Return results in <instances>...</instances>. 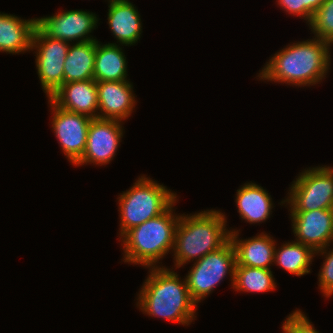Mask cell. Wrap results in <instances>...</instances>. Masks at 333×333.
I'll return each mask as SVG.
<instances>
[{"mask_svg":"<svg viewBox=\"0 0 333 333\" xmlns=\"http://www.w3.org/2000/svg\"><path fill=\"white\" fill-rule=\"evenodd\" d=\"M332 45L318 38L292 42L275 53L257 75L259 80L295 86H315L325 79L331 65Z\"/></svg>","mask_w":333,"mask_h":333,"instance_id":"1","label":"cell"},{"mask_svg":"<svg viewBox=\"0 0 333 333\" xmlns=\"http://www.w3.org/2000/svg\"><path fill=\"white\" fill-rule=\"evenodd\" d=\"M160 266L148 267L149 274L137 294V307L145 315L191 325L198 305L190 297L185 278L182 281L173 267Z\"/></svg>","mask_w":333,"mask_h":333,"instance_id":"2","label":"cell"},{"mask_svg":"<svg viewBox=\"0 0 333 333\" xmlns=\"http://www.w3.org/2000/svg\"><path fill=\"white\" fill-rule=\"evenodd\" d=\"M227 218L220 210L210 209L181 214L176 231L173 255L175 269L197 261L218 250L230 240Z\"/></svg>","mask_w":333,"mask_h":333,"instance_id":"3","label":"cell"},{"mask_svg":"<svg viewBox=\"0 0 333 333\" xmlns=\"http://www.w3.org/2000/svg\"><path fill=\"white\" fill-rule=\"evenodd\" d=\"M176 200L164 213L128 230L119 240L125 263L144 268L157 267L166 254L173 252L175 231L180 218L173 213ZM171 250V251H170Z\"/></svg>","mask_w":333,"mask_h":333,"instance_id":"4","label":"cell"},{"mask_svg":"<svg viewBox=\"0 0 333 333\" xmlns=\"http://www.w3.org/2000/svg\"><path fill=\"white\" fill-rule=\"evenodd\" d=\"M177 194L146 175L136 179L130 189L118 196L120 212L119 238L128 230L164 213L176 200Z\"/></svg>","mask_w":333,"mask_h":333,"instance_id":"5","label":"cell"},{"mask_svg":"<svg viewBox=\"0 0 333 333\" xmlns=\"http://www.w3.org/2000/svg\"><path fill=\"white\" fill-rule=\"evenodd\" d=\"M303 170L280 205L286 202L290 212L333 209V167L323 165Z\"/></svg>","mask_w":333,"mask_h":333,"instance_id":"6","label":"cell"},{"mask_svg":"<svg viewBox=\"0 0 333 333\" xmlns=\"http://www.w3.org/2000/svg\"><path fill=\"white\" fill-rule=\"evenodd\" d=\"M235 266L236 253L230 240L218 250L195 261L185 277L192 300L198 305L214 291L227 274L230 276L232 288Z\"/></svg>","mask_w":333,"mask_h":333,"instance_id":"7","label":"cell"},{"mask_svg":"<svg viewBox=\"0 0 333 333\" xmlns=\"http://www.w3.org/2000/svg\"><path fill=\"white\" fill-rule=\"evenodd\" d=\"M69 46V42L47 37L36 26L31 51H36L37 74L47 98L64 84L63 66Z\"/></svg>","mask_w":333,"mask_h":333,"instance_id":"8","label":"cell"},{"mask_svg":"<svg viewBox=\"0 0 333 333\" xmlns=\"http://www.w3.org/2000/svg\"><path fill=\"white\" fill-rule=\"evenodd\" d=\"M52 130L59 141L69 162L74 165L82 156L86 148L89 124L91 118L58 107L50 98Z\"/></svg>","mask_w":333,"mask_h":333,"instance_id":"9","label":"cell"},{"mask_svg":"<svg viewBox=\"0 0 333 333\" xmlns=\"http://www.w3.org/2000/svg\"><path fill=\"white\" fill-rule=\"evenodd\" d=\"M98 16L90 11L68 10L52 16L36 18V26L49 38L72 44L95 40L90 33L99 23Z\"/></svg>","mask_w":333,"mask_h":333,"instance_id":"10","label":"cell"},{"mask_svg":"<svg viewBox=\"0 0 333 333\" xmlns=\"http://www.w3.org/2000/svg\"><path fill=\"white\" fill-rule=\"evenodd\" d=\"M122 127L123 122L119 120L93 118L89 124L85 151L74 166L109 164L122 142L125 132Z\"/></svg>","mask_w":333,"mask_h":333,"instance_id":"11","label":"cell"},{"mask_svg":"<svg viewBox=\"0 0 333 333\" xmlns=\"http://www.w3.org/2000/svg\"><path fill=\"white\" fill-rule=\"evenodd\" d=\"M290 213L295 241L315 252L333 243V209Z\"/></svg>","mask_w":333,"mask_h":333,"instance_id":"12","label":"cell"},{"mask_svg":"<svg viewBox=\"0 0 333 333\" xmlns=\"http://www.w3.org/2000/svg\"><path fill=\"white\" fill-rule=\"evenodd\" d=\"M97 118L126 121L136 106L133 84L127 81H97Z\"/></svg>","mask_w":333,"mask_h":333,"instance_id":"13","label":"cell"},{"mask_svg":"<svg viewBox=\"0 0 333 333\" xmlns=\"http://www.w3.org/2000/svg\"><path fill=\"white\" fill-rule=\"evenodd\" d=\"M49 98L62 109L97 118L98 91L94 79L64 83Z\"/></svg>","mask_w":333,"mask_h":333,"instance_id":"14","label":"cell"},{"mask_svg":"<svg viewBox=\"0 0 333 333\" xmlns=\"http://www.w3.org/2000/svg\"><path fill=\"white\" fill-rule=\"evenodd\" d=\"M239 231L230 230V241L236 253V266L271 269L274 264V250L277 243L273 237L262 232L249 239H240Z\"/></svg>","mask_w":333,"mask_h":333,"instance_id":"15","label":"cell"},{"mask_svg":"<svg viewBox=\"0 0 333 333\" xmlns=\"http://www.w3.org/2000/svg\"><path fill=\"white\" fill-rule=\"evenodd\" d=\"M108 25L120 46H132L138 42L142 33V22L138 9L129 0L108 2Z\"/></svg>","mask_w":333,"mask_h":333,"instance_id":"16","label":"cell"},{"mask_svg":"<svg viewBox=\"0 0 333 333\" xmlns=\"http://www.w3.org/2000/svg\"><path fill=\"white\" fill-rule=\"evenodd\" d=\"M36 18L22 19L0 12V52L18 54L30 52Z\"/></svg>","mask_w":333,"mask_h":333,"instance_id":"17","label":"cell"},{"mask_svg":"<svg viewBox=\"0 0 333 333\" xmlns=\"http://www.w3.org/2000/svg\"><path fill=\"white\" fill-rule=\"evenodd\" d=\"M235 197L237 212L247 223H262L272 215L274 206L271 195L256 183H244L237 190Z\"/></svg>","mask_w":333,"mask_h":333,"instance_id":"18","label":"cell"},{"mask_svg":"<svg viewBox=\"0 0 333 333\" xmlns=\"http://www.w3.org/2000/svg\"><path fill=\"white\" fill-rule=\"evenodd\" d=\"M119 43L102 44L97 40L94 80L96 81H127V63Z\"/></svg>","mask_w":333,"mask_h":333,"instance_id":"19","label":"cell"},{"mask_svg":"<svg viewBox=\"0 0 333 333\" xmlns=\"http://www.w3.org/2000/svg\"><path fill=\"white\" fill-rule=\"evenodd\" d=\"M97 39L70 43L64 61V83L94 79V62Z\"/></svg>","mask_w":333,"mask_h":333,"instance_id":"20","label":"cell"},{"mask_svg":"<svg viewBox=\"0 0 333 333\" xmlns=\"http://www.w3.org/2000/svg\"><path fill=\"white\" fill-rule=\"evenodd\" d=\"M315 257V251L297 241L285 242L281 248L274 250V264L296 276L311 273L310 264Z\"/></svg>","mask_w":333,"mask_h":333,"instance_id":"21","label":"cell"},{"mask_svg":"<svg viewBox=\"0 0 333 333\" xmlns=\"http://www.w3.org/2000/svg\"><path fill=\"white\" fill-rule=\"evenodd\" d=\"M272 273L271 269L235 266L233 289L244 293L274 291L277 285Z\"/></svg>","mask_w":333,"mask_h":333,"instance_id":"22","label":"cell"},{"mask_svg":"<svg viewBox=\"0 0 333 333\" xmlns=\"http://www.w3.org/2000/svg\"><path fill=\"white\" fill-rule=\"evenodd\" d=\"M309 28L315 38L333 44V0H325L313 13Z\"/></svg>","mask_w":333,"mask_h":333,"instance_id":"23","label":"cell"},{"mask_svg":"<svg viewBox=\"0 0 333 333\" xmlns=\"http://www.w3.org/2000/svg\"><path fill=\"white\" fill-rule=\"evenodd\" d=\"M277 5L290 15H297L309 23L313 13L325 0H276Z\"/></svg>","mask_w":333,"mask_h":333,"instance_id":"24","label":"cell"},{"mask_svg":"<svg viewBox=\"0 0 333 333\" xmlns=\"http://www.w3.org/2000/svg\"><path fill=\"white\" fill-rule=\"evenodd\" d=\"M329 246L315 252V255H324L325 258L317 278L319 280V289L324 297L327 298L333 295V248L331 250Z\"/></svg>","mask_w":333,"mask_h":333,"instance_id":"25","label":"cell"},{"mask_svg":"<svg viewBox=\"0 0 333 333\" xmlns=\"http://www.w3.org/2000/svg\"><path fill=\"white\" fill-rule=\"evenodd\" d=\"M300 309L294 310L284 319L282 327L289 333H319Z\"/></svg>","mask_w":333,"mask_h":333,"instance_id":"26","label":"cell"},{"mask_svg":"<svg viewBox=\"0 0 333 333\" xmlns=\"http://www.w3.org/2000/svg\"><path fill=\"white\" fill-rule=\"evenodd\" d=\"M281 329L283 330L282 333H289L284 327L281 326Z\"/></svg>","mask_w":333,"mask_h":333,"instance_id":"27","label":"cell"}]
</instances>
